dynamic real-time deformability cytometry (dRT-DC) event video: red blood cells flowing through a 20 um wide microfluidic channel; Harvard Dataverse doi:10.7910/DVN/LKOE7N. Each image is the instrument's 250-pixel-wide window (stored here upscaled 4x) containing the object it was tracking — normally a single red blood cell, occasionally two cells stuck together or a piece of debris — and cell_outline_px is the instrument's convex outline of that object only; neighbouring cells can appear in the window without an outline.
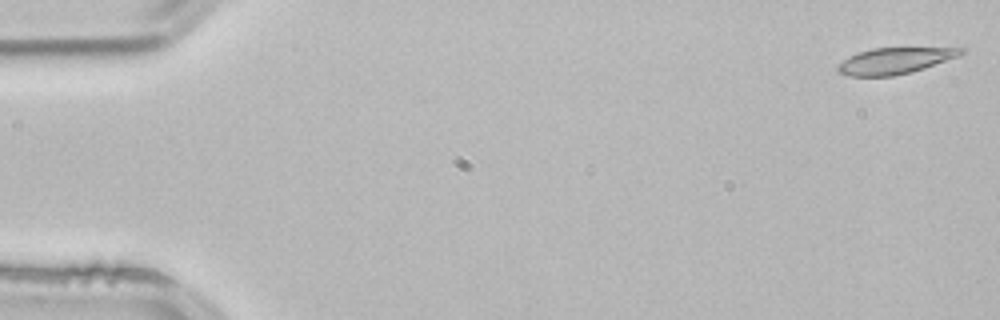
{"species": "common noctule bat (a hibernating species)", "species_latin": "Nyctalus noctula", "temperature_condition": "room temperature", "stored_images_in_passage": 3, "camera_frame_rate_fps": 3000, "um_per_image_px": 0.085, "animal": {"sex": "male", "body_mass_g": 21.5, "forearm_length_mm": 52.0}, "frame": {"image": 1, "passage_image": 1, "time_ms": 0.0, "image_size_px": [1000, 320], "cell_outline_px": [[964, 52], [960, 56], [912, 72], [892, 76], [848, 76], [836, 72], [836, 64], [848, 56], [872, 48], [960, 44], [964, 48]], "centroid_in_image_um": [76.21, 5.09], "position_along_channel_um": 8.8, "area_um2": 20.23}}
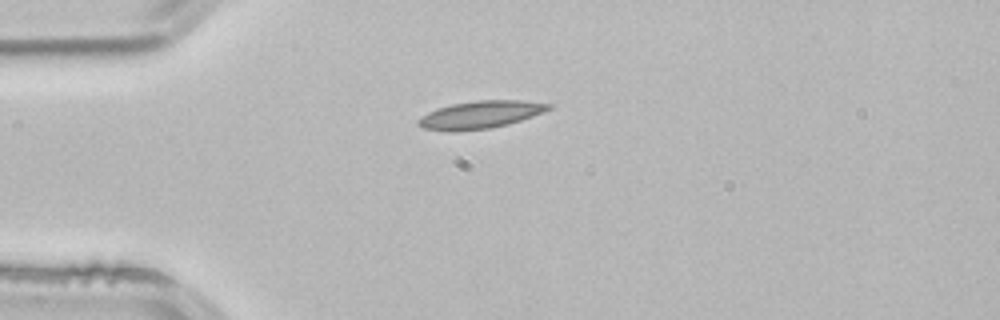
{"frame": {"image": 2, "passage_image": 3, "time_ms": 0.667, "image_size_px": [1000, 320], "cell_outline_px": [[552, 108], [544, 112], [508, 124], [492, 128], [456, 132], [448, 132], [424, 128], [416, 124], [416, 120], [420, 116], [436, 108], [452, 104], [476, 100], [520, 100], [552, 104]], "centroid_in_image_um": [40.78, 9.76], "position_along_channel_um": 44.2, "area_um2": 21.21}}